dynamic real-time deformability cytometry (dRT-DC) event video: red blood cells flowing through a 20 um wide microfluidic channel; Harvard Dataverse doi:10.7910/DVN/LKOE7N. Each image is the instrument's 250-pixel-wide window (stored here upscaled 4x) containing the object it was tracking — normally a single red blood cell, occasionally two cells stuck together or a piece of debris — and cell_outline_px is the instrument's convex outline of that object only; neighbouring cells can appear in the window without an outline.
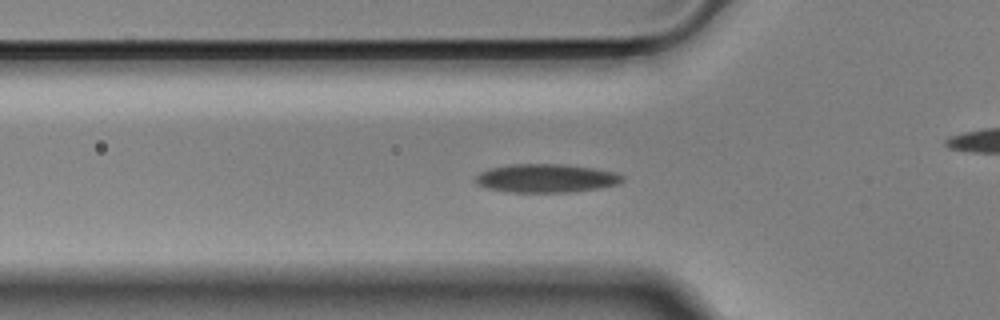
{"species": "Egyptian fruit bat (a non-hibernating species)", "species_latin": "Rousettus aegyptiacus", "temperature_condition": "cold", "stored_images_in_passage": 55, "camera_frame_rate_fps": 3000, "um_per_image_px": 0.085, "animal": {"sex": "male"}, "frame": {"image": 1, "passage_image": 17, "time_ms": 5.333, "image_size_px": [1000, 320], "cell_outline_px": [[624, 180], [620, 184], [600, 188], [568, 192], [512, 192], [488, 188], [480, 184], [476, 180], [476, 176], [480, 172], [492, 168], [512, 164], [564, 164], [592, 168], [616, 172], [624, 176]], "centroid_in_image_um": [46.5, 15.15], "position_along_channel_um": 79.3, "area_um2": 24.22}}
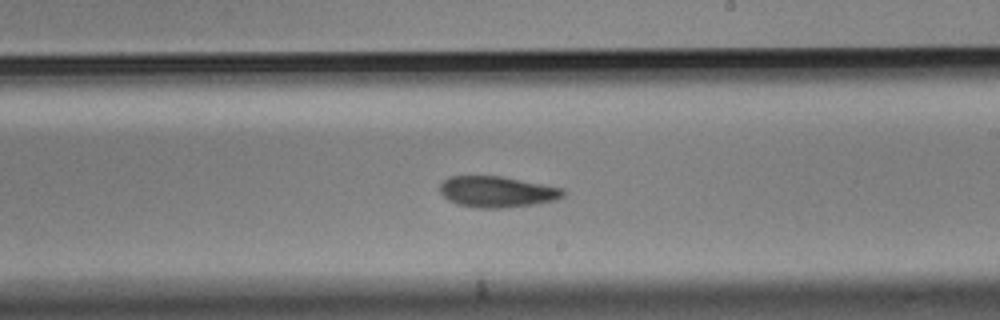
{"frame": {"image": 2, "passage_image": 31, "time_ms": 10.0, "image_size_px": [1000, 320], "cell_outline_px": [[564, 196], [556, 200], [532, 204], [500, 208], [480, 208], [456, 204], [448, 200], [440, 192], [440, 184], [444, 180], [452, 176], [500, 176], [564, 188]], "centroid_in_image_um": [42.24, 16.3], "position_along_channel_um": 246.8, "area_um2": 22.14}}
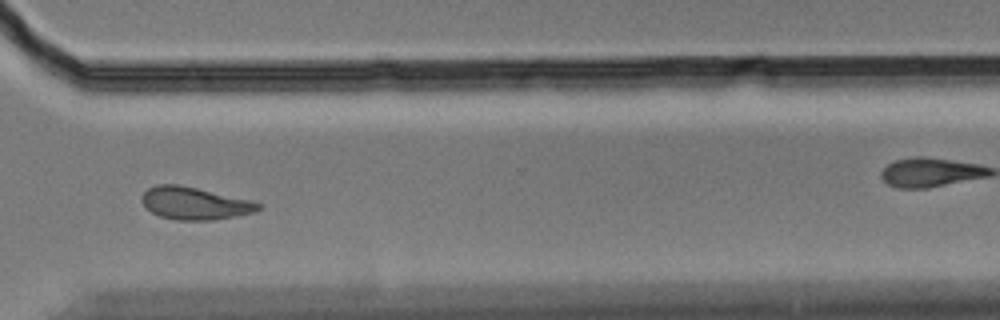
{"frame": {"image": 3, "passage_image": 40, "time_ms": 13.0, "image_size_px": [1000, 320], "cell_outline_px": [[260, 208], [256, 212], [236, 216], [212, 220], [176, 220], [160, 216], [144, 208], [140, 200], [140, 196], [148, 188], [160, 184], [176, 184], [196, 188], [252, 200], [260, 204]], "centroid_in_image_um": [16.51, 17.29], "position_along_channel_um": 354.1, "area_um2": 22.08}, "authors_computed_cell_mechanics": {"area_um2": 22.3686, "velocity_mm_per_s": 3.5793, "shape_relaxation_time_tau1_ms": 6.0161, "shape_relaxation_time_tau2_ms": 2.8613, "deformation_change_tau1": 0.1265, "deformation_change_tau2": 0.0707}}